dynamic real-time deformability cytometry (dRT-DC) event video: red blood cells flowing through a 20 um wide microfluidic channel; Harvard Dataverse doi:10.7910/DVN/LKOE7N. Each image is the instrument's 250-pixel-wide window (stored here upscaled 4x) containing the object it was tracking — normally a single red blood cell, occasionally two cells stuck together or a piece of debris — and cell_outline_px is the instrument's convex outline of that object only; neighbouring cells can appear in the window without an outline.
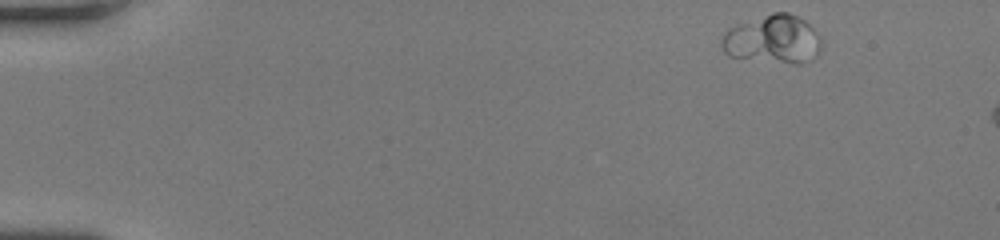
{"species": "human", "species_latin": "Homo sapiens", "temperature_condition": "room temperature", "stored_images_in_passage": 8, "camera_frame_rate_fps": 3000, "um_per_image_px": 0.085, "donor": {"sex": "female"}, "frame": {"image": 1, "passage_image": 1, "time_ms": 0.0, "image_size_px": [1000, 240], "cell_outline_px": [[820, 48], [816, 56], [804, 64], [796, 64], [728, 56], [724, 52], [720, 44], [720, 40], [724, 32], [728, 28], [772, 12], [788, 12], [804, 20], [812, 28], [820, 40]], "centroid_in_image_um": [65.66, 3.35], "position_along_channel_um": 19.3, "area_um2": 27.98}}